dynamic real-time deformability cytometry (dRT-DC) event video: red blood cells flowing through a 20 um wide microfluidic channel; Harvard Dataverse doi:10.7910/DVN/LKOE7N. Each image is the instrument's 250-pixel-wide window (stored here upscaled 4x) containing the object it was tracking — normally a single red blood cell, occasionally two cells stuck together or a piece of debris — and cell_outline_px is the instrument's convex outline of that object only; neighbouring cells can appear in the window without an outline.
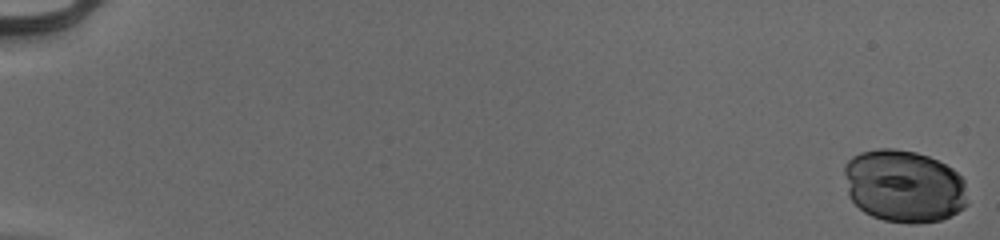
{"species": "human", "species_latin": "Homo sapiens", "temperature_condition": "cold", "stored_images_in_passage": 48, "camera_frame_rate_fps": 3000, "um_per_image_px": 0.085, "donor": {"sex": "male"}, "frame": {"image": 1, "passage_image": 1, "time_ms": 0.0, "image_size_px": [1000, 240], "cell_outline_px": [[968, 204], [964, 208], [952, 216], [940, 220], [916, 224], [908, 224], [884, 220], [872, 216], [864, 212], [848, 196], [844, 172], [844, 164], [852, 156], [860, 152], [876, 148], [892, 148], [916, 152], [928, 156], [952, 168], [964, 180]], "centroid_in_image_um": [76.83, 15.83], "position_along_channel_um": 8.2, "area_um2": 52.66}}
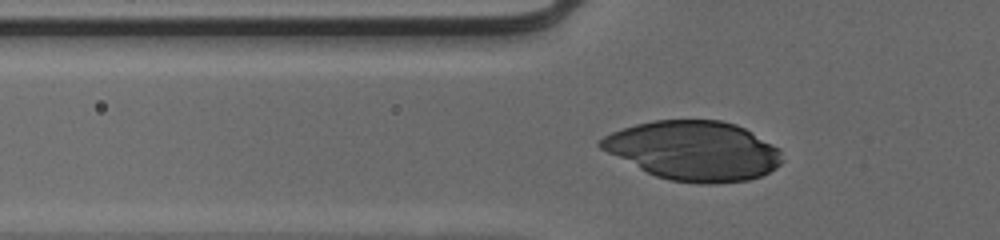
{"frame": {"image": 2, "passage_image": 21, "time_ms": 6.667, "image_size_px": [1000, 240], "cell_outline_px": [[784, 160], [776, 168], [760, 176], [748, 180], [716, 184], [704, 184], [668, 180], [656, 176], [600, 148], [596, 144], [604, 136], [612, 132], [636, 124], [652, 120], [720, 120], [736, 124], [744, 128], [780, 148]], "centroid_in_image_um": [59.01, 12.81], "position_along_channel_um": 66.8, "area_um2": 62.54}}